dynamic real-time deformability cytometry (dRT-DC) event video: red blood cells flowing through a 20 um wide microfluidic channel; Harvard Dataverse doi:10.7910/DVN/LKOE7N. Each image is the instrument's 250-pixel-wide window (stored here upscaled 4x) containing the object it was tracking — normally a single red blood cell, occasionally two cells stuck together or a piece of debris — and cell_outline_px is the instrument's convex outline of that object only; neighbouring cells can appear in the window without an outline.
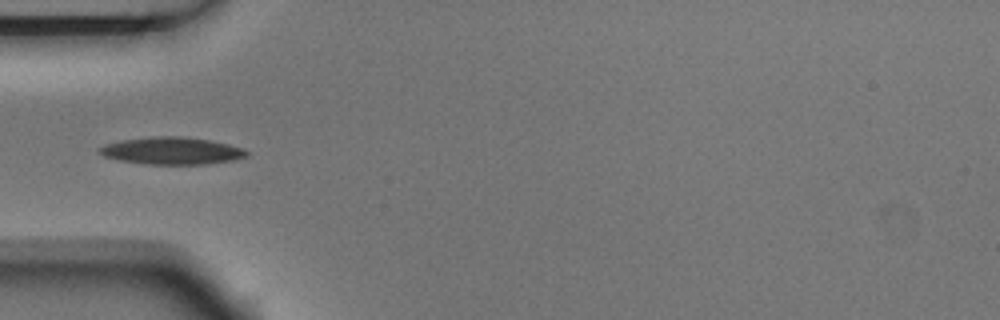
{"species": "Egyptian fruit bat (a non-hibernating species)", "species_latin": "Rousettus aegyptiacus", "temperature_condition": "room temperature", "stored_images_in_passage": 8, "camera_frame_rate_fps": 3000, "um_per_image_px": 0.085, "animal": {"sex": "male"}, "frame": {"image": 1, "passage_image": 5, "time_ms": 1.333, "image_size_px": [1000, 320], "cell_outline_px": [[248, 156], [232, 160], [204, 164], [148, 164], [120, 160], [104, 156], [96, 152], [96, 148], [104, 144], [120, 140], [152, 136], [180, 136], [208, 140], [228, 144], [244, 148], [248, 152]], "centroid_in_image_um": [14.55, 12.81], "position_along_channel_um": 70.5, "area_um2": 23.41}}
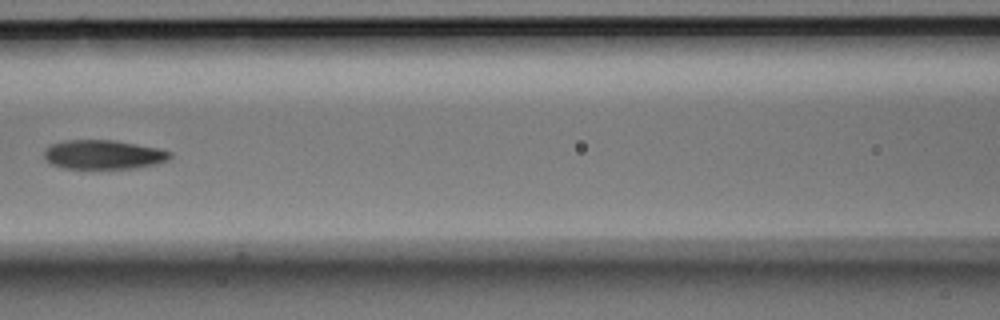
{"frame": {"image": 2, "passage_image": 7, "time_ms": 2.0, "image_size_px": [1000, 320], "cell_outline_px": [[172, 156], [168, 160], [156, 164], [136, 168], [64, 168], [52, 164], [44, 160], [44, 148], [48, 144], [64, 140], [116, 140], [156, 148], [172, 152]], "centroid_in_image_um": [8.74, 13.13], "position_along_channel_um": 157.9, "area_um2": 21.56}}
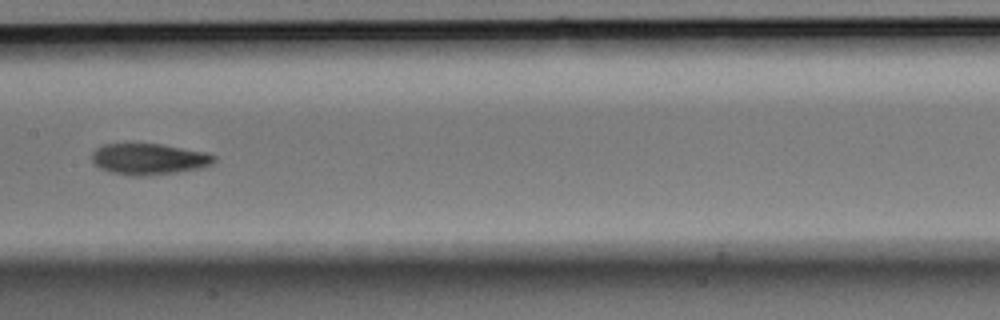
{"frame": {"image": 3, "passage_image": 8, "time_ms": 2.333, "image_size_px": [1000, 320], "cell_outline_px": [[216, 160], [200, 168], [176, 172], [140, 176], [132, 176], [108, 172], [100, 168], [92, 160], [92, 152], [96, 148], [104, 144], [160, 144], [204, 152], [216, 156]], "centroid_in_image_um": [12.61, 13.52], "position_along_channel_um": 194.8, "area_um2": 21.91}}